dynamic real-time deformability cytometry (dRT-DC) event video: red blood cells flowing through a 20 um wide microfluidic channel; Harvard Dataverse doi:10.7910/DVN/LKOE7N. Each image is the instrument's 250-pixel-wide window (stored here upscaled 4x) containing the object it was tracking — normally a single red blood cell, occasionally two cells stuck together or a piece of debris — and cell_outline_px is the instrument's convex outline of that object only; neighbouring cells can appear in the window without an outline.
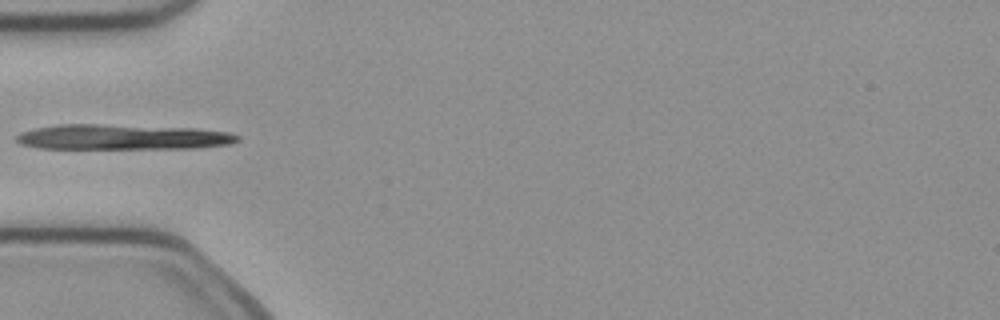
{"species": "common noctule bat (a hibernating species)", "species_latin": "Nyctalus noctula", "temperature_condition": "cold", "stored_images_in_passage": 5, "camera_frame_rate_fps": 3000, "um_per_image_px": 0.085, "animal": {"sex": "female", "body_mass_g": 21.9}, "frame": {"image": 1, "passage_image": 4, "time_ms": 1.0, "image_size_px": [1000, 320], "cell_outline_px": [[240, 140], [232, 144], [196, 148], [40, 148], [20, 144], [16, 140], [16, 136], [20, 132], [36, 128], [60, 124], [100, 124], [196, 128], [228, 132], [240, 136]], "centroid_in_image_um": [10.44, 11.64], "position_along_channel_um": 74.6, "area_um2": 32.54}}